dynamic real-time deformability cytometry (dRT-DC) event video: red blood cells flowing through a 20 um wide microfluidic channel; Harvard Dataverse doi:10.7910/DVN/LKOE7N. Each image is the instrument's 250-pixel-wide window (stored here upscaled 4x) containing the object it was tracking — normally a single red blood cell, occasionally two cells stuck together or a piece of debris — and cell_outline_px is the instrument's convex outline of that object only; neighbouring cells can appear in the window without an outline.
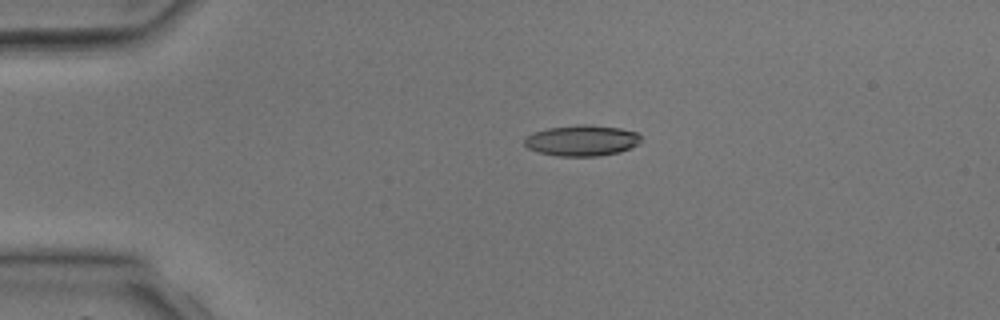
{"species": "common noctule bat (a hibernating species)", "species_latin": "Nyctalus noctula", "temperature_condition": "room temperature", "stored_images_in_passage": 4, "camera_frame_rate_fps": 3000, "um_per_image_px": 0.085, "animal": {"sex": "male", "body_mass_g": 17.9, "forearm_length_mm": 54.2}, "frame": {"image": 1, "passage_image": 3, "time_ms": 2.333, "image_size_px": [1000, 320], "cell_outline_px": [[640, 140], [636, 144], [620, 152], [600, 156], [556, 156], [540, 152], [528, 148], [524, 144], [524, 140], [528, 136], [536, 132], [548, 128], [576, 124], [588, 124], [620, 128], [640, 132]], "centroid_in_image_um": [49.48, 11.94], "position_along_channel_um": 35.5, "area_um2": 20.92}}